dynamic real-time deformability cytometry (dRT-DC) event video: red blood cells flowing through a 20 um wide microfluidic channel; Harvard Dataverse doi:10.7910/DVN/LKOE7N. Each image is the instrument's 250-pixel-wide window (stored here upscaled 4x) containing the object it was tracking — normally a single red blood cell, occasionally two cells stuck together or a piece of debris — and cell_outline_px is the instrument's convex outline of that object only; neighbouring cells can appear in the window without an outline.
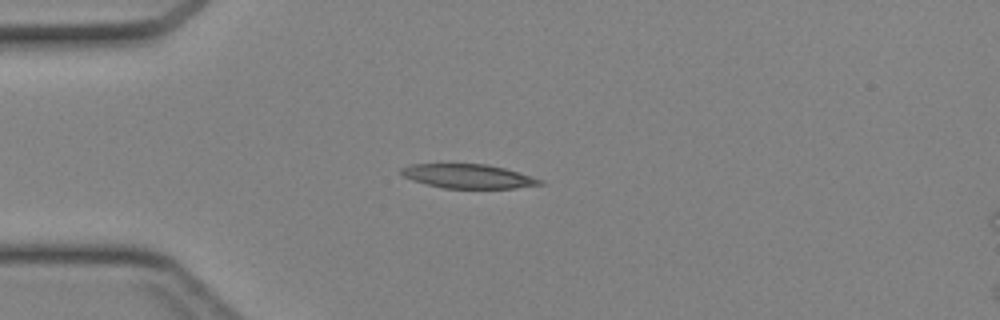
{"species": "Egyptian fruit bat (a non-hibernating species)", "species_latin": "Rousettus aegyptiacus", "temperature_condition": "cold", "stored_images_in_passage": 34, "camera_frame_rate_fps": 3000, "um_per_image_px": 0.085, "animal": {"sex": "female"}, "frame": {"image": 1, "passage_image": 1, "time_ms": 0.0, "image_size_px": [1000, 320], "cell_outline_px": [[544, 184], [516, 188], [444, 188], [412, 180], [404, 176], [400, 172], [400, 168], [412, 164], [484, 164], [504, 168], [532, 176], [544, 180]], "centroid_in_image_um": [39.82, 14.98], "position_along_channel_um": 45.2, "area_um2": 19.36}}
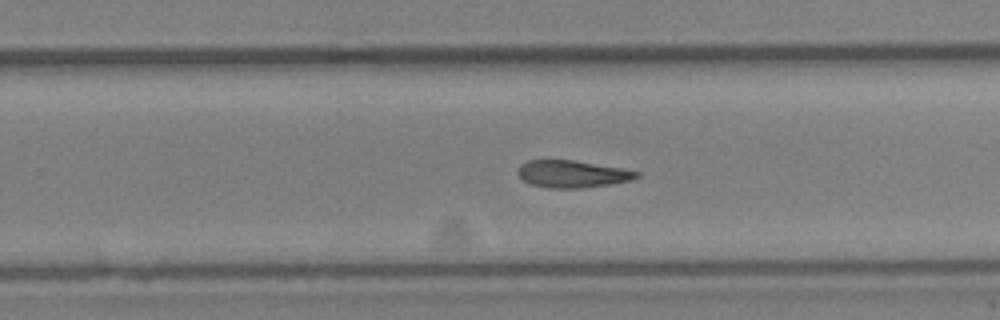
{"frame": {"image": 2, "passage_image": 18, "time_ms": 5.667, "image_size_px": [1000, 320], "cell_outline_px": [[640, 176], [632, 180], [612, 184], [580, 188], [548, 188], [532, 184], [524, 180], [516, 172], [520, 164], [528, 160], [576, 160], [620, 168], [640, 172]], "centroid_in_image_um": [48.65, 14.78], "position_along_channel_um": 281.2, "area_um2": 18.84}}
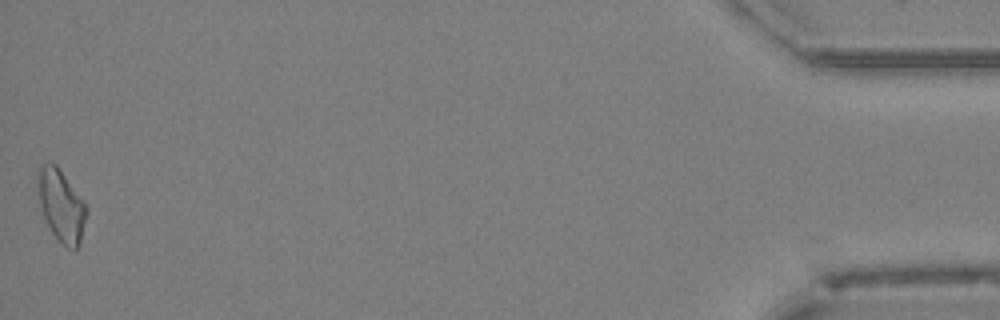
{"frame": {"image": 3, "passage_image": 34, "time_ms": 11.0, "image_size_px": [1000, 320], "cell_outline_px": [[88, 212], [80, 244], [76, 252], [68, 248], [52, 232], [44, 216], [36, 196], [36, 172], [44, 164], [56, 164], [84, 200], [88, 208]], "centroid_in_image_um": [5.21, 17.47], "position_along_channel_um": 430.0, "area_um2": 20.75}}